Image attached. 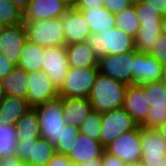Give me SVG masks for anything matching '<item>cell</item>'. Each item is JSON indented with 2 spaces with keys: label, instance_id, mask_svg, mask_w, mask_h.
Returning a JSON list of instances; mask_svg holds the SVG:
<instances>
[{
  "label": "cell",
  "instance_id": "cell-1",
  "mask_svg": "<svg viewBox=\"0 0 166 166\" xmlns=\"http://www.w3.org/2000/svg\"><path fill=\"white\" fill-rule=\"evenodd\" d=\"M128 85L98 73L88 99L100 114L121 108Z\"/></svg>",
  "mask_w": 166,
  "mask_h": 166
},
{
  "label": "cell",
  "instance_id": "cell-2",
  "mask_svg": "<svg viewBox=\"0 0 166 166\" xmlns=\"http://www.w3.org/2000/svg\"><path fill=\"white\" fill-rule=\"evenodd\" d=\"M86 42L98 59L105 55H121L135 50L134 37L116 26L111 29H105L100 34L91 33Z\"/></svg>",
  "mask_w": 166,
  "mask_h": 166
},
{
  "label": "cell",
  "instance_id": "cell-3",
  "mask_svg": "<svg viewBox=\"0 0 166 166\" xmlns=\"http://www.w3.org/2000/svg\"><path fill=\"white\" fill-rule=\"evenodd\" d=\"M38 115L41 138L51 142L54 146L61 140V133L65 124L63 113V98H56L34 107Z\"/></svg>",
  "mask_w": 166,
  "mask_h": 166
},
{
  "label": "cell",
  "instance_id": "cell-4",
  "mask_svg": "<svg viewBox=\"0 0 166 166\" xmlns=\"http://www.w3.org/2000/svg\"><path fill=\"white\" fill-rule=\"evenodd\" d=\"M98 73V67H69L58 95L62 98H88Z\"/></svg>",
  "mask_w": 166,
  "mask_h": 166
},
{
  "label": "cell",
  "instance_id": "cell-5",
  "mask_svg": "<svg viewBox=\"0 0 166 166\" xmlns=\"http://www.w3.org/2000/svg\"><path fill=\"white\" fill-rule=\"evenodd\" d=\"M27 39L43 47L66 45L60 18L43 21H23Z\"/></svg>",
  "mask_w": 166,
  "mask_h": 166
},
{
  "label": "cell",
  "instance_id": "cell-6",
  "mask_svg": "<svg viewBox=\"0 0 166 166\" xmlns=\"http://www.w3.org/2000/svg\"><path fill=\"white\" fill-rule=\"evenodd\" d=\"M137 126L138 124L123 107L102 113L99 141L105 148L122 133L129 132Z\"/></svg>",
  "mask_w": 166,
  "mask_h": 166
},
{
  "label": "cell",
  "instance_id": "cell-7",
  "mask_svg": "<svg viewBox=\"0 0 166 166\" xmlns=\"http://www.w3.org/2000/svg\"><path fill=\"white\" fill-rule=\"evenodd\" d=\"M99 73L116 81L133 84L134 51L125 54L105 55L98 59Z\"/></svg>",
  "mask_w": 166,
  "mask_h": 166
},
{
  "label": "cell",
  "instance_id": "cell-8",
  "mask_svg": "<svg viewBox=\"0 0 166 166\" xmlns=\"http://www.w3.org/2000/svg\"><path fill=\"white\" fill-rule=\"evenodd\" d=\"M105 151L122 160L125 164L141 160V126L122 133L105 148Z\"/></svg>",
  "mask_w": 166,
  "mask_h": 166
},
{
  "label": "cell",
  "instance_id": "cell-9",
  "mask_svg": "<svg viewBox=\"0 0 166 166\" xmlns=\"http://www.w3.org/2000/svg\"><path fill=\"white\" fill-rule=\"evenodd\" d=\"M55 153V146L41 137L18 141L16 146V155L28 166H45Z\"/></svg>",
  "mask_w": 166,
  "mask_h": 166
},
{
  "label": "cell",
  "instance_id": "cell-10",
  "mask_svg": "<svg viewBox=\"0 0 166 166\" xmlns=\"http://www.w3.org/2000/svg\"><path fill=\"white\" fill-rule=\"evenodd\" d=\"M69 69L65 45L44 48L41 71L45 72L58 90Z\"/></svg>",
  "mask_w": 166,
  "mask_h": 166
},
{
  "label": "cell",
  "instance_id": "cell-11",
  "mask_svg": "<svg viewBox=\"0 0 166 166\" xmlns=\"http://www.w3.org/2000/svg\"><path fill=\"white\" fill-rule=\"evenodd\" d=\"M144 93L150 107L145 118V128H155L166 122V90L163 83L154 81L144 85Z\"/></svg>",
  "mask_w": 166,
  "mask_h": 166
},
{
  "label": "cell",
  "instance_id": "cell-12",
  "mask_svg": "<svg viewBox=\"0 0 166 166\" xmlns=\"http://www.w3.org/2000/svg\"><path fill=\"white\" fill-rule=\"evenodd\" d=\"M57 96H59L58 90L45 72H28V92L25 100L31 108L44 104Z\"/></svg>",
  "mask_w": 166,
  "mask_h": 166
},
{
  "label": "cell",
  "instance_id": "cell-13",
  "mask_svg": "<svg viewBox=\"0 0 166 166\" xmlns=\"http://www.w3.org/2000/svg\"><path fill=\"white\" fill-rule=\"evenodd\" d=\"M26 40L27 33L24 23L11 27H1L0 54L17 66Z\"/></svg>",
  "mask_w": 166,
  "mask_h": 166
},
{
  "label": "cell",
  "instance_id": "cell-14",
  "mask_svg": "<svg viewBox=\"0 0 166 166\" xmlns=\"http://www.w3.org/2000/svg\"><path fill=\"white\" fill-rule=\"evenodd\" d=\"M162 64L151 53L134 50L133 85L160 81Z\"/></svg>",
  "mask_w": 166,
  "mask_h": 166
},
{
  "label": "cell",
  "instance_id": "cell-15",
  "mask_svg": "<svg viewBox=\"0 0 166 166\" xmlns=\"http://www.w3.org/2000/svg\"><path fill=\"white\" fill-rule=\"evenodd\" d=\"M71 7L62 0H31L23 12V21H43L60 18Z\"/></svg>",
  "mask_w": 166,
  "mask_h": 166
},
{
  "label": "cell",
  "instance_id": "cell-16",
  "mask_svg": "<svg viewBox=\"0 0 166 166\" xmlns=\"http://www.w3.org/2000/svg\"><path fill=\"white\" fill-rule=\"evenodd\" d=\"M60 22L65 34L66 45L86 42L91 34L84 15L73 7L60 17Z\"/></svg>",
  "mask_w": 166,
  "mask_h": 166
},
{
  "label": "cell",
  "instance_id": "cell-17",
  "mask_svg": "<svg viewBox=\"0 0 166 166\" xmlns=\"http://www.w3.org/2000/svg\"><path fill=\"white\" fill-rule=\"evenodd\" d=\"M146 102L144 85H128L122 107L139 126L144 128L145 118L150 109Z\"/></svg>",
  "mask_w": 166,
  "mask_h": 166
},
{
  "label": "cell",
  "instance_id": "cell-18",
  "mask_svg": "<svg viewBox=\"0 0 166 166\" xmlns=\"http://www.w3.org/2000/svg\"><path fill=\"white\" fill-rule=\"evenodd\" d=\"M104 150L100 141L80 133L67 157L72 163L80 165L88 159L101 158Z\"/></svg>",
  "mask_w": 166,
  "mask_h": 166
},
{
  "label": "cell",
  "instance_id": "cell-19",
  "mask_svg": "<svg viewBox=\"0 0 166 166\" xmlns=\"http://www.w3.org/2000/svg\"><path fill=\"white\" fill-rule=\"evenodd\" d=\"M92 111L88 98H63V113L66 125L80 128L83 120Z\"/></svg>",
  "mask_w": 166,
  "mask_h": 166
},
{
  "label": "cell",
  "instance_id": "cell-20",
  "mask_svg": "<svg viewBox=\"0 0 166 166\" xmlns=\"http://www.w3.org/2000/svg\"><path fill=\"white\" fill-rule=\"evenodd\" d=\"M69 67L87 68L98 67V58L87 42L65 45Z\"/></svg>",
  "mask_w": 166,
  "mask_h": 166
},
{
  "label": "cell",
  "instance_id": "cell-21",
  "mask_svg": "<svg viewBox=\"0 0 166 166\" xmlns=\"http://www.w3.org/2000/svg\"><path fill=\"white\" fill-rule=\"evenodd\" d=\"M29 108L25 99L4 95L0 100V122L14 126Z\"/></svg>",
  "mask_w": 166,
  "mask_h": 166
},
{
  "label": "cell",
  "instance_id": "cell-22",
  "mask_svg": "<svg viewBox=\"0 0 166 166\" xmlns=\"http://www.w3.org/2000/svg\"><path fill=\"white\" fill-rule=\"evenodd\" d=\"M90 27L91 33H101L116 26V15L105 7H95L80 11Z\"/></svg>",
  "mask_w": 166,
  "mask_h": 166
},
{
  "label": "cell",
  "instance_id": "cell-23",
  "mask_svg": "<svg viewBox=\"0 0 166 166\" xmlns=\"http://www.w3.org/2000/svg\"><path fill=\"white\" fill-rule=\"evenodd\" d=\"M1 83L4 95L25 99L28 92V72L16 66L1 79Z\"/></svg>",
  "mask_w": 166,
  "mask_h": 166
},
{
  "label": "cell",
  "instance_id": "cell-24",
  "mask_svg": "<svg viewBox=\"0 0 166 166\" xmlns=\"http://www.w3.org/2000/svg\"><path fill=\"white\" fill-rule=\"evenodd\" d=\"M14 126L18 141L39 139L41 137L38 115L35 108L30 107Z\"/></svg>",
  "mask_w": 166,
  "mask_h": 166
},
{
  "label": "cell",
  "instance_id": "cell-25",
  "mask_svg": "<svg viewBox=\"0 0 166 166\" xmlns=\"http://www.w3.org/2000/svg\"><path fill=\"white\" fill-rule=\"evenodd\" d=\"M44 48L27 39L21 50L17 66L26 72L41 71Z\"/></svg>",
  "mask_w": 166,
  "mask_h": 166
},
{
  "label": "cell",
  "instance_id": "cell-26",
  "mask_svg": "<svg viewBox=\"0 0 166 166\" xmlns=\"http://www.w3.org/2000/svg\"><path fill=\"white\" fill-rule=\"evenodd\" d=\"M142 156L166 155V140L154 128L141 126Z\"/></svg>",
  "mask_w": 166,
  "mask_h": 166
},
{
  "label": "cell",
  "instance_id": "cell-27",
  "mask_svg": "<svg viewBox=\"0 0 166 166\" xmlns=\"http://www.w3.org/2000/svg\"><path fill=\"white\" fill-rule=\"evenodd\" d=\"M161 35V25L156 26H140L135 41V50L141 53H150L159 36Z\"/></svg>",
  "mask_w": 166,
  "mask_h": 166
},
{
  "label": "cell",
  "instance_id": "cell-28",
  "mask_svg": "<svg viewBox=\"0 0 166 166\" xmlns=\"http://www.w3.org/2000/svg\"><path fill=\"white\" fill-rule=\"evenodd\" d=\"M115 24L116 27L121 29L123 32L134 38L136 37L137 32L140 28V24L139 18L137 17L135 12L134 4L116 15Z\"/></svg>",
  "mask_w": 166,
  "mask_h": 166
},
{
  "label": "cell",
  "instance_id": "cell-29",
  "mask_svg": "<svg viewBox=\"0 0 166 166\" xmlns=\"http://www.w3.org/2000/svg\"><path fill=\"white\" fill-rule=\"evenodd\" d=\"M23 23V13L11 0H0V26L11 27Z\"/></svg>",
  "mask_w": 166,
  "mask_h": 166
},
{
  "label": "cell",
  "instance_id": "cell-30",
  "mask_svg": "<svg viewBox=\"0 0 166 166\" xmlns=\"http://www.w3.org/2000/svg\"><path fill=\"white\" fill-rule=\"evenodd\" d=\"M17 143L15 126L0 122V157L16 154Z\"/></svg>",
  "mask_w": 166,
  "mask_h": 166
},
{
  "label": "cell",
  "instance_id": "cell-31",
  "mask_svg": "<svg viewBox=\"0 0 166 166\" xmlns=\"http://www.w3.org/2000/svg\"><path fill=\"white\" fill-rule=\"evenodd\" d=\"M140 26L161 25L162 14L142 0L133 2Z\"/></svg>",
  "mask_w": 166,
  "mask_h": 166
},
{
  "label": "cell",
  "instance_id": "cell-32",
  "mask_svg": "<svg viewBox=\"0 0 166 166\" xmlns=\"http://www.w3.org/2000/svg\"><path fill=\"white\" fill-rule=\"evenodd\" d=\"M80 134V129L73 125H65L61 133V140L55 145L57 154L68 155L72 149V144Z\"/></svg>",
  "mask_w": 166,
  "mask_h": 166
},
{
  "label": "cell",
  "instance_id": "cell-33",
  "mask_svg": "<svg viewBox=\"0 0 166 166\" xmlns=\"http://www.w3.org/2000/svg\"><path fill=\"white\" fill-rule=\"evenodd\" d=\"M79 129L81 134L99 141L101 130V114L92 110L90 114H88L83 120Z\"/></svg>",
  "mask_w": 166,
  "mask_h": 166
},
{
  "label": "cell",
  "instance_id": "cell-34",
  "mask_svg": "<svg viewBox=\"0 0 166 166\" xmlns=\"http://www.w3.org/2000/svg\"><path fill=\"white\" fill-rule=\"evenodd\" d=\"M133 5L132 0H103V7L117 15L124 9Z\"/></svg>",
  "mask_w": 166,
  "mask_h": 166
},
{
  "label": "cell",
  "instance_id": "cell-35",
  "mask_svg": "<svg viewBox=\"0 0 166 166\" xmlns=\"http://www.w3.org/2000/svg\"><path fill=\"white\" fill-rule=\"evenodd\" d=\"M162 65L166 64V36L160 35L153 50L150 52Z\"/></svg>",
  "mask_w": 166,
  "mask_h": 166
},
{
  "label": "cell",
  "instance_id": "cell-36",
  "mask_svg": "<svg viewBox=\"0 0 166 166\" xmlns=\"http://www.w3.org/2000/svg\"><path fill=\"white\" fill-rule=\"evenodd\" d=\"M144 166H166V155L161 156H141Z\"/></svg>",
  "mask_w": 166,
  "mask_h": 166
},
{
  "label": "cell",
  "instance_id": "cell-37",
  "mask_svg": "<svg viewBox=\"0 0 166 166\" xmlns=\"http://www.w3.org/2000/svg\"><path fill=\"white\" fill-rule=\"evenodd\" d=\"M45 166H79L72 163L66 155L57 154L50 159V161Z\"/></svg>",
  "mask_w": 166,
  "mask_h": 166
},
{
  "label": "cell",
  "instance_id": "cell-38",
  "mask_svg": "<svg viewBox=\"0 0 166 166\" xmlns=\"http://www.w3.org/2000/svg\"><path fill=\"white\" fill-rule=\"evenodd\" d=\"M102 6L103 0H78L73 8L77 11H84L90 8Z\"/></svg>",
  "mask_w": 166,
  "mask_h": 166
},
{
  "label": "cell",
  "instance_id": "cell-39",
  "mask_svg": "<svg viewBox=\"0 0 166 166\" xmlns=\"http://www.w3.org/2000/svg\"><path fill=\"white\" fill-rule=\"evenodd\" d=\"M101 166H125V163L104 150L101 157Z\"/></svg>",
  "mask_w": 166,
  "mask_h": 166
},
{
  "label": "cell",
  "instance_id": "cell-40",
  "mask_svg": "<svg viewBox=\"0 0 166 166\" xmlns=\"http://www.w3.org/2000/svg\"><path fill=\"white\" fill-rule=\"evenodd\" d=\"M0 166H28L16 154L0 157Z\"/></svg>",
  "mask_w": 166,
  "mask_h": 166
},
{
  "label": "cell",
  "instance_id": "cell-41",
  "mask_svg": "<svg viewBox=\"0 0 166 166\" xmlns=\"http://www.w3.org/2000/svg\"><path fill=\"white\" fill-rule=\"evenodd\" d=\"M16 65L0 54V80L7 76Z\"/></svg>",
  "mask_w": 166,
  "mask_h": 166
},
{
  "label": "cell",
  "instance_id": "cell-42",
  "mask_svg": "<svg viewBox=\"0 0 166 166\" xmlns=\"http://www.w3.org/2000/svg\"><path fill=\"white\" fill-rule=\"evenodd\" d=\"M163 15V0H142Z\"/></svg>",
  "mask_w": 166,
  "mask_h": 166
},
{
  "label": "cell",
  "instance_id": "cell-43",
  "mask_svg": "<svg viewBox=\"0 0 166 166\" xmlns=\"http://www.w3.org/2000/svg\"><path fill=\"white\" fill-rule=\"evenodd\" d=\"M11 1L23 13L29 6L31 0H11Z\"/></svg>",
  "mask_w": 166,
  "mask_h": 166
},
{
  "label": "cell",
  "instance_id": "cell-44",
  "mask_svg": "<svg viewBox=\"0 0 166 166\" xmlns=\"http://www.w3.org/2000/svg\"><path fill=\"white\" fill-rule=\"evenodd\" d=\"M79 166H101V158L88 159Z\"/></svg>",
  "mask_w": 166,
  "mask_h": 166
},
{
  "label": "cell",
  "instance_id": "cell-45",
  "mask_svg": "<svg viewBox=\"0 0 166 166\" xmlns=\"http://www.w3.org/2000/svg\"><path fill=\"white\" fill-rule=\"evenodd\" d=\"M154 129L166 140V122L157 125Z\"/></svg>",
  "mask_w": 166,
  "mask_h": 166
},
{
  "label": "cell",
  "instance_id": "cell-46",
  "mask_svg": "<svg viewBox=\"0 0 166 166\" xmlns=\"http://www.w3.org/2000/svg\"><path fill=\"white\" fill-rule=\"evenodd\" d=\"M161 34L166 36V14L161 19Z\"/></svg>",
  "mask_w": 166,
  "mask_h": 166
},
{
  "label": "cell",
  "instance_id": "cell-47",
  "mask_svg": "<svg viewBox=\"0 0 166 166\" xmlns=\"http://www.w3.org/2000/svg\"><path fill=\"white\" fill-rule=\"evenodd\" d=\"M160 82L166 84V64L162 66Z\"/></svg>",
  "mask_w": 166,
  "mask_h": 166
},
{
  "label": "cell",
  "instance_id": "cell-48",
  "mask_svg": "<svg viewBox=\"0 0 166 166\" xmlns=\"http://www.w3.org/2000/svg\"><path fill=\"white\" fill-rule=\"evenodd\" d=\"M62 1H64L66 4H68L72 8L75 6L78 0H62Z\"/></svg>",
  "mask_w": 166,
  "mask_h": 166
},
{
  "label": "cell",
  "instance_id": "cell-49",
  "mask_svg": "<svg viewBox=\"0 0 166 166\" xmlns=\"http://www.w3.org/2000/svg\"><path fill=\"white\" fill-rule=\"evenodd\" d=\"M125 166H144L141 161L125 164Z\"/></svg>",
  "mask_w": 166,
  "mask_h": 166
},
{
  "label": "cell",
  "instance_id": "cell-50",
  "mask_svg": "<svg viewBox=\"0 0 166 166\" xmlns=\"http://www.w3.org/2000/svg\"><path fill=\"white\" fill-rule=\"evenodd\" d=\"M4 97L3 89H2V83L0 80V100Z\"/></svg>",
  "mask_w": 166,
  "mask_h": 166
},
{
  "label": "cell",
  "instance_id": "cell-51",
  "mask_svg": "<svg viewBox=\"0 0 166 166\" xmlns=\"http://www.w3.org/2000/svg\"><path fill=\"white\" fill-rule=\"evenodd\" d=\"M166 14V0H163V15Z\"/></svg>",
  "mask_w": 166,
  "mask_h": 166
}]
</instances>
